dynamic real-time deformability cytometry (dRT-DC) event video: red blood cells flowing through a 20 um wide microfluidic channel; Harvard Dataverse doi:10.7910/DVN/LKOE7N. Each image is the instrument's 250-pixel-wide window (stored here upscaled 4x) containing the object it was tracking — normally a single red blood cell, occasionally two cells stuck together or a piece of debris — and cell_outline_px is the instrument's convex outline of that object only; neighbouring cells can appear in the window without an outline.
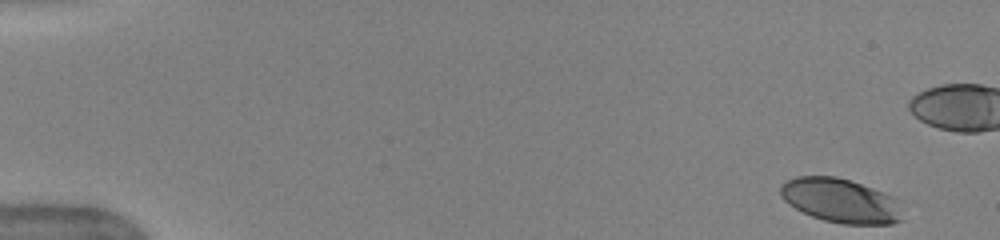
{"species": "human", "species_latin": "Homo sapiens", "temperature_condition": "warm", "stored_images_in_passage": 43, "camera_frame_rate_fps": 3000, "um_per_image_px": 0.085, "donor": {"sex": "female"}, "frame": {"image": 1, "passage_image": 1, "time_ms": 0.0, "image_size_px": [1000, 240], "cell_outline_px": [[904, 220], [892, 224], [844, 224], [824, 220], [812, 216], [788, 204], [784, 200], [780, 192], [780, 184], [796, 176], [836, 176], [896, 196], [900, 200]], "centroid_in_image_um": [71.52, 17.06], "position_along_channel_um": 13.5, "area_um2": 31.73}}